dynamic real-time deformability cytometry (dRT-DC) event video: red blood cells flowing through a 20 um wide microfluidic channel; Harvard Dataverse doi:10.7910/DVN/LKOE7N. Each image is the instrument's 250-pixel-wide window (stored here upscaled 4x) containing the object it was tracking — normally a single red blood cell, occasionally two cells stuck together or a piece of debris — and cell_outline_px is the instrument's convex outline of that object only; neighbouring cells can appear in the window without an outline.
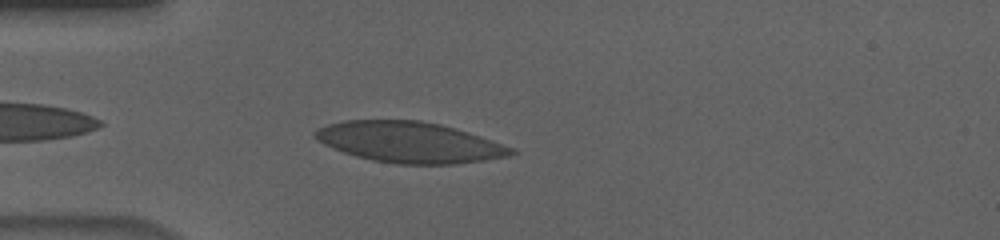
{"species": "human", "species_latin": "Homo sapiens", "temperature_condition": "cold", "stored_images_in_passage": 38, "camera_frame_rate_fps": 3000, "um_per_image_px": 0.085, "donor": {"sex": "male"}, "frame": {"image": 1, "passage_image": 4, "time_ms": 1.0, "image_size_px": [1000, 240], "cell_outline_px": [[516, 152], [508, 156], [484, 160], [456, 164], [396, 164], [372, 160], [356, 156], [332, 148], [316, 140], [312, 136], [312, 132], [316, 128], [328, 124], [344, 120], [420, 120], [440, 124], [456, 128], [516, 148]], "centroid_in_image_um": [34.78, 12.08], "position_along_channel_um": 50.2, "area_um2": 46.82}}
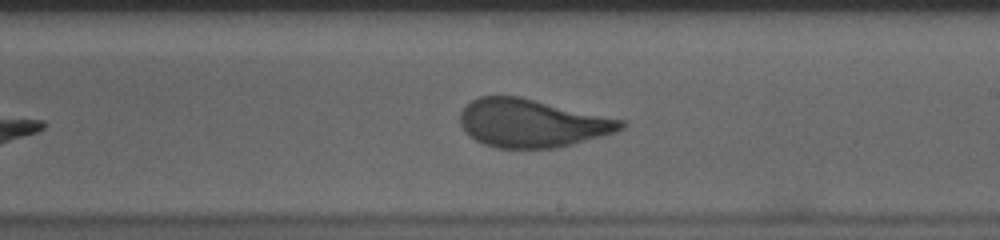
{"frame": {"image": 2, "passage_image": 21, "time_ms": 6.667, "image_size_px": [1000, 240], "cell_outline_px": [[628, 124], [624, 128], [616, 132], [556, 148], [496, 148], [484, 144], [476, 140], [464, 132], [460, 124], [460, 112], [472, 100], [480, 96], [520, 96], [624, 120]], "centroid_in_image_um": [45.21, 10.47], "position_along_channel_um": 243.8, "area_um2": 45.08}}
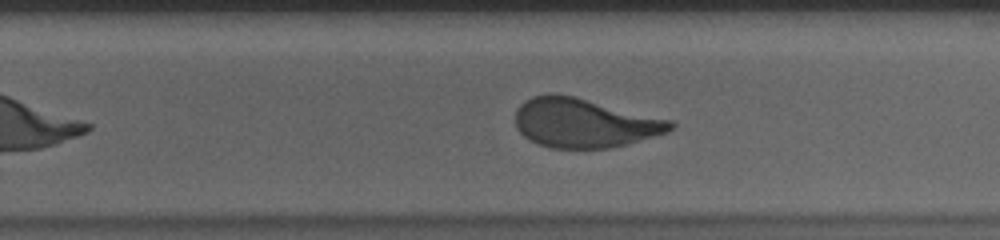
{"frame": {"image": 3, "passage_image": 24, "time_ms": 7.667, "image_size_px": [1000, 240], "cell_outline_px": [[676, 124], [668, 132], [628, 144], [608, 148], [552, 148], [536, 144], [528, 140], [516, 128], [516, 108], [524, 100], [532, 96], [548, 92], [556, 92], [672, 120]], "centroid_in_image_um": [49.62, 10.44], "position_along_channel_um": 280.2, "area_um2": 44.74}, "authors_computed_cell_mechanics": {"area_um2": 45.4597, "velocity_mm_per_s": 3.6555, "shape_relaxation_time_tau1_ms": 7.8571, "shape_relaxation_time_tau2_ms": null, "deformation_change_tau1": 0.2136, "deformation_change_tau2": null}}